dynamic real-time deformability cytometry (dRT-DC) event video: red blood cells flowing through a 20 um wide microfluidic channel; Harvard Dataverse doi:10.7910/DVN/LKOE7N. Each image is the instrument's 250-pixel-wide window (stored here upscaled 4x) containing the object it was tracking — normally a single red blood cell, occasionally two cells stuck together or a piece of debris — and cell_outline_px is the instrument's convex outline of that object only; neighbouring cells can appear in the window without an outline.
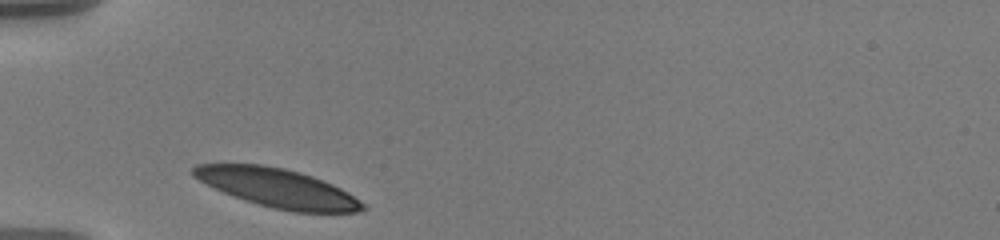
{"species": "human", "species_latin": "Homo sapiens", "temperature_condition": "warm", "stored_images_in_passage": 31, "camera_frame_rate_fps": 3000, "um_per_image_px": 0.085, "donor": {"sex": "male"}, "frame": {"image": 1, "passage_image": 1, "time_ms": 0.0, "image_size_px": [1000, 240], "cell_outline_px": [[368, 208], [360, 212], [292, 212], [272, 208], [244, 200], [224, 192], [192, 176], [192, 168], [196, 164], [264, 164], [284, 168], [300, 172], [324, 180], [348, 192], [360, 200]], "centroid_in_image_um": [23.63, 15.98], "position_along_channel_um": 61.4, "area_um2": 38.21}}
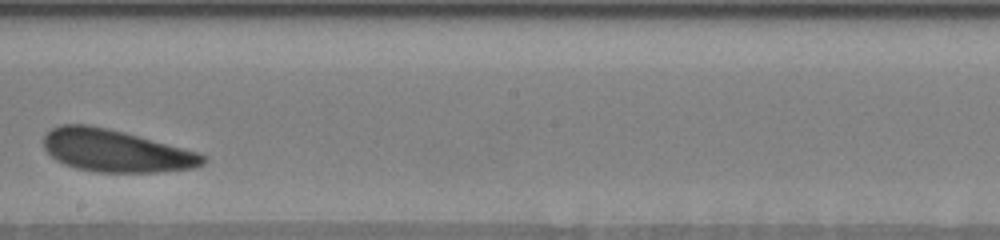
{"frame": {"image": 2, "passage_image": 15, "time_ms": 5.333, "image_size_px": [1000, 240], "cell_outline_px": [[208, 160], [204, 164], [192, 168], [156, 172], [96, 172], [76, 168], [64, 164], [56, 160], [44, 148], [44, 136], [52, 128], [60, 124], [88, 124], [124, 132], [196, 152], [208, 156]], "centroid_in_image_um": [9.82, 12.82], "position_along_channel_um": 238.4, "area_um2": 39.02}}
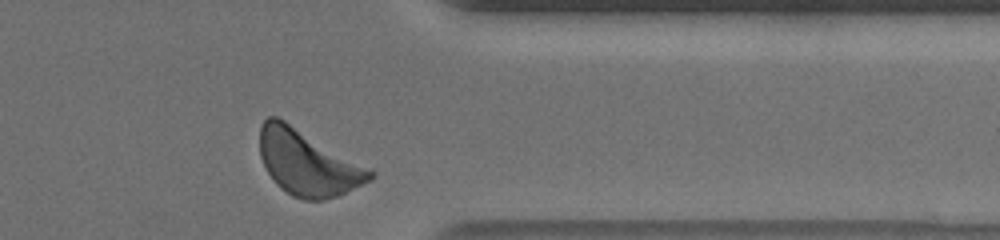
{"frame": {"image": 3, "passage_image": 30, "time_ms": 9.667, "image_size_px": [1000, 240], "cell_outline_px": [[376, 176], [372, 180], [336, 196], [324, 200], [304, 200], [292, 196], [280, 188], [276, 184], [268, 172], [260, 156], [260, 124], [268, 116], [276, 116], [284, 120], [372, 168], [376, 172]], "centroid_in_image_um": [26.18, 13.84], "position_along_channel_um": 385.2, "area_um2": 42.14}, "authors_computed_cell_mechanics": {"area_um2": 39.2462, "velocity_mm_per_s": 3.4859, "shape_relaxation_time_tau1_ms": 1.5944, "shape_relaxation_time_tau2_ms": 4.4547, "deformation_change_tau1": 0.0718, "deformation_change_tau2": 0.1349}}